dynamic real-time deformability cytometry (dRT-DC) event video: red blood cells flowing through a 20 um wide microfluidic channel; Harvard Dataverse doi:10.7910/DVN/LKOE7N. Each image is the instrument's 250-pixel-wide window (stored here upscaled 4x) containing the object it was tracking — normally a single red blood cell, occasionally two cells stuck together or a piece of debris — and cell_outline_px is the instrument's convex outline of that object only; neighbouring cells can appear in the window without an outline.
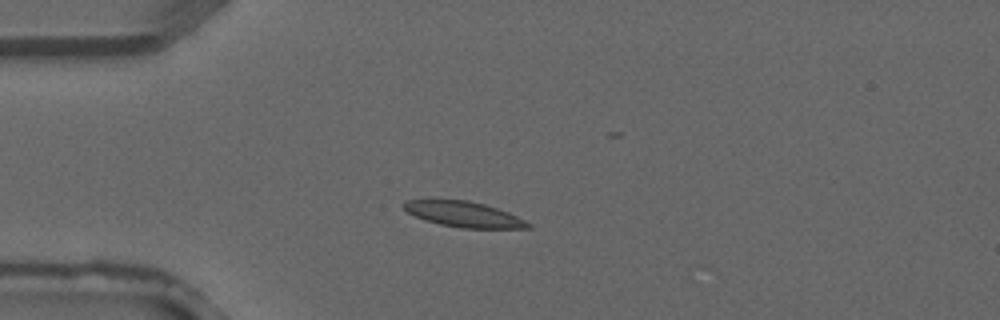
{"species": "common noctule bat (a hibernating species)", "species_latin": "Nyctalus noctula", "temperature_condition": "warm", "stored_images_in_passage": 2, "camera_frame_rate_fps": 3000, "um_per_image_px": 0.085, "animal": {"sex": "male", "forearm_length_mm": 52.5}, "frame": {"image": 1, "passage_image": 2, "time_ms": 0.333, "image_size_px": [1000, 320], "cell_outline_px": [[532, 228], [464, 228], [440, 224], [424, 220], [408, 212], [400, 204], [404, 200], [428, 196], [468, 200], [484, 204], [508, 212], [532, 224]], "centroid_in_image_um": [39.29, 18.15], "position_along_channel_um": 45.7, "area_um2": 19.25}}